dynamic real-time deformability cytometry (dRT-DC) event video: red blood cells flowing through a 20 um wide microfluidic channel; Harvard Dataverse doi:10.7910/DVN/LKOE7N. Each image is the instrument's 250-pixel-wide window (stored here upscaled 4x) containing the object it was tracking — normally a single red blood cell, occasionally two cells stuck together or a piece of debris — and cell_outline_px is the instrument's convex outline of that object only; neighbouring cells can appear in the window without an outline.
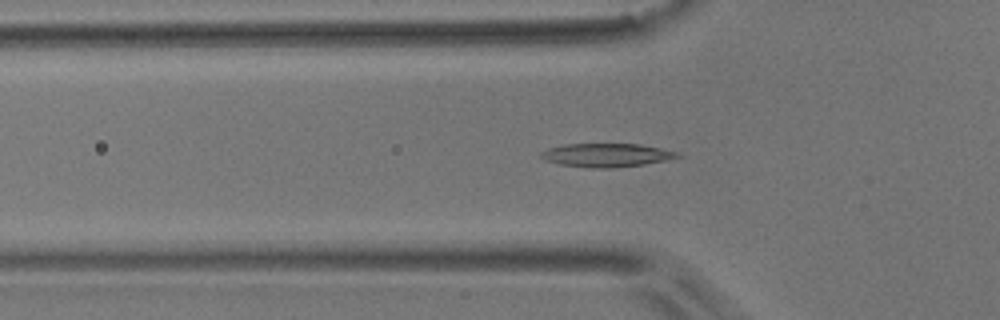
{"species": "common noctule bat (a hibernating species)", "species_latin": "Nyctalus noctula", "temperature_condition": "room temperature", "stored_images_in_passage": 18, "camera_frame_rate_fps": 3000, "um_per_image_px": 0.085, "animal": {"sex": "male", "body_mass_g": 17.9}, "frame": {"image": 1, "passage_image": 15, "time_ms": 4.667, "image_size_px": [1000, 320], "cell_outline_px": [[684, 156], [644, 164], [612, 168], [588, 168], [560, 164], [544, 160], [540, 156], [540, 152], [548, 148], [564, 144], [640, 144], [680, 152]], "centroid_in_image_um": [51.55, 13.18], "position_along_channel_um": 74.3, "area_um2": 18.79}}